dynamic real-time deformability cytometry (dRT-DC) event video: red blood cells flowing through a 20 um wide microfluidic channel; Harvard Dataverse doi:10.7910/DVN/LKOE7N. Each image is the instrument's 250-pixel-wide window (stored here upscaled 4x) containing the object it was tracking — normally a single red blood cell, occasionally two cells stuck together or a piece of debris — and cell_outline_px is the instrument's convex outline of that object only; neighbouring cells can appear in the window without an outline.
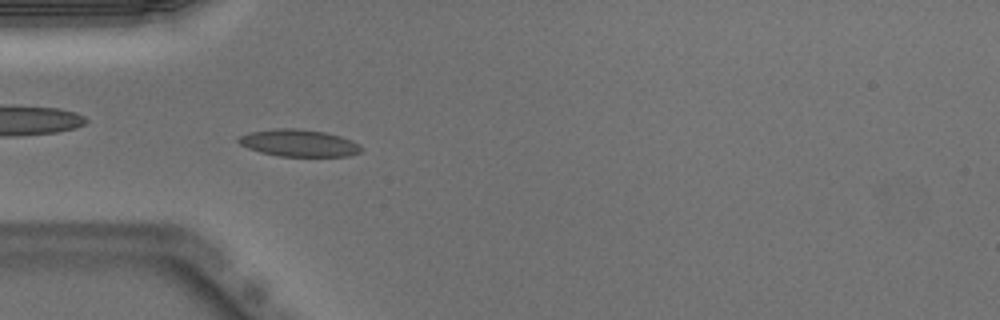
{"species": "Egyptian fruit bat (a non-hibernating species)", "species_latin": "Rousettus aegyptiacus", "temperature_condition": "warm", "stored_images_in_passage": 49, "camera_frame_rate_fps": 3000, "um_per_image_px": 0.085, "animal": {"sex": "male"}, "frame": {"image": 1, "passage_image": 14, "time_ms": 4.333, "image_size_px": [1000, 320], "cell_outline_px": [[364, 148], [360, 152], [348, 156], [280, 156], [260, 152], [248, 148], [240, 144], [236, 140], [240, 136], [248, 132], [276, 128], [296, 128], [324, 132], [340, 136], [352, 140], [360, 144]], "centroid_in_image_um": [25.41, 12.15], "position_along_channel_um": 59.6, "area_um2": 19.42}}
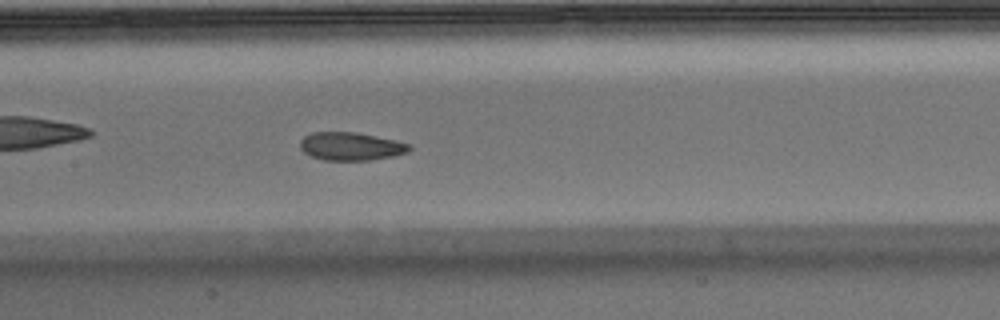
{"frame": {"image": 2, "passage_image": 23, "time_ms": 7.333, "image_size_px": [1000, 320], "cell_outline_px": [[412, 148], [408, 152], [392, 156], [368, 160], [324, 160], [312, 156], [304, 152], [300, 148], [300, 140], [304, 136], [312, 132], [356, 132], [396, 140], [408, 144]], "centroid_in_image_um": [29.81, 12.43], "position_along_channel_um": 177.6, "area_um2": 17.8}}
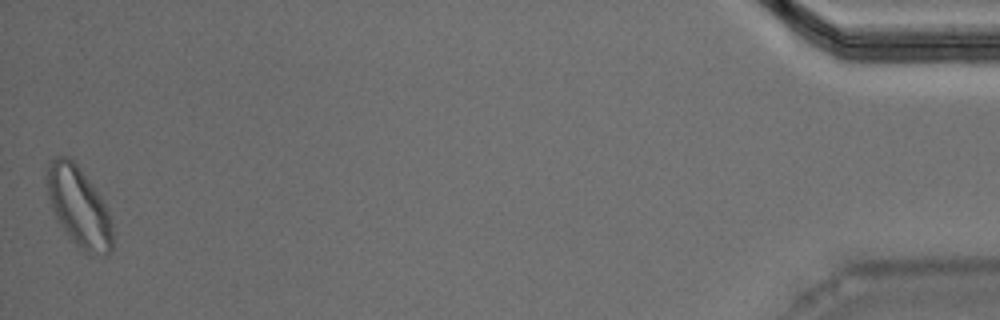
{"frame": {"image": 3, "passage_image": 49, "time_ms": 16.0, "image_size_px": [1000, 320], "cell_outline_px": [[112, 252], [108, 256], [92, 256], [84, 252], [72, 240], [56, 220], [52, 208], [48, 192], [48, 168], [52, 160], [56, 156], [68, 156], [76, 164], [92, 184], [100, 196], [108, 212], [112, 224]], "centroid_in_image_um": [6.74, 17.65], "position_along_channel_um": 428.5, "area_um2": 30.23}, "authors_computed_cell_mechanics": {"area_um2": 18.4382, "velocity_mm_per_s": 3.9858, "shape_relaxation_time_tau1_ms": 4.6488, "shape_relaxation_time_tau2_ms": 3.6742, "deformation_change_tau1": 0.104, "deformation_change_tau2": 0.0787}}